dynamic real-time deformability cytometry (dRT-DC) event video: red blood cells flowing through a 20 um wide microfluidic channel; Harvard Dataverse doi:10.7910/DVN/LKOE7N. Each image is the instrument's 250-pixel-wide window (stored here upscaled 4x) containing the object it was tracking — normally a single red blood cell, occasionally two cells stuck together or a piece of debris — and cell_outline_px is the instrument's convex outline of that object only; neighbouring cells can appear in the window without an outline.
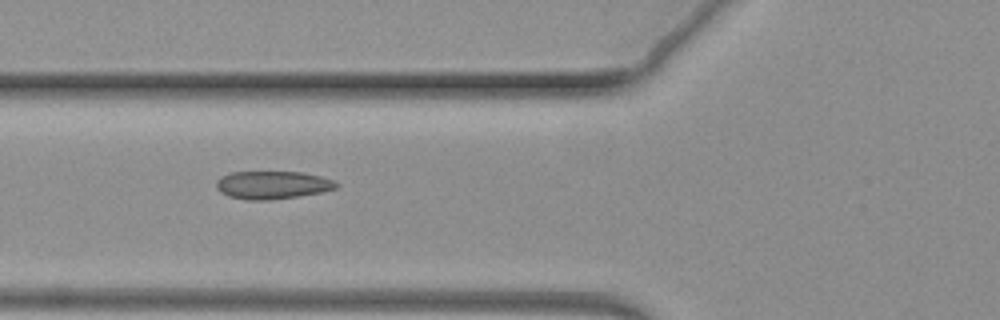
{"species": "common noctule bat (a hibernating species)", "species_latin": "Nyctalus noctula", "temperature_condition": "warm", "stored_images_in_passage": 20, "camera_frame_rate_fps": 3000, "um_per_image_px": 0.085, "animal": {"sex": "female", "body_mass_g": 19.3, "forearm_length_mm": 54.1}, "frame": {"image": 1, "passage_image": 2, "time_ms": 0.333, "image_size_px": [1000, 320], "cell_outline_px": [[340, 184], [336, 188], [320, 192], [296, 196], [268, 200], [244, 200], [228, 196], [220, 192], [216, 188], [216, 180], [220, 176], [232, 172], [300, 172], [320, 176], [336, 180]], "centroid_in_image_um": [23.13, 15.72], "position_along_channel_um": 102.7, "area_um2": 19.59}}
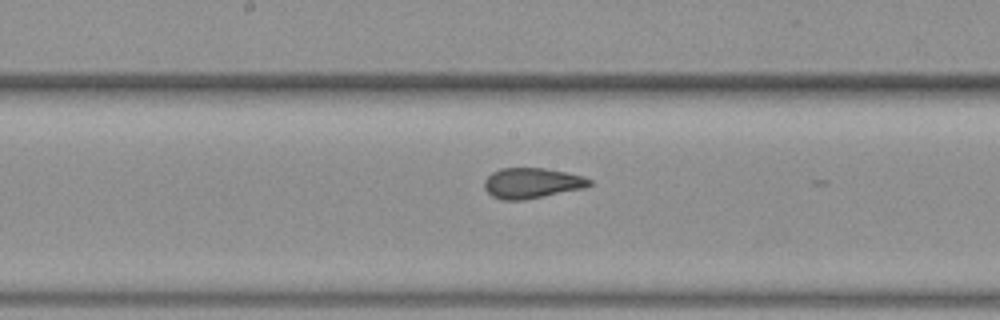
{"frame": {"image": 2, "passage_image": 12, "time_ms": 3.667, "image_size_px": [1000, 320], "cell_outline_px": [[592, 184], [584, 188], [524, 200], [500, 200], [492, 196], [484, 188], [484, 180], [492, 172], [500, 168], [544, 168], [584, 176], [592, 180]], "centroid_in_image_um": [45.19, 15.56], "position_along_channel_um": 203.0, "area_um2": 18.67}}
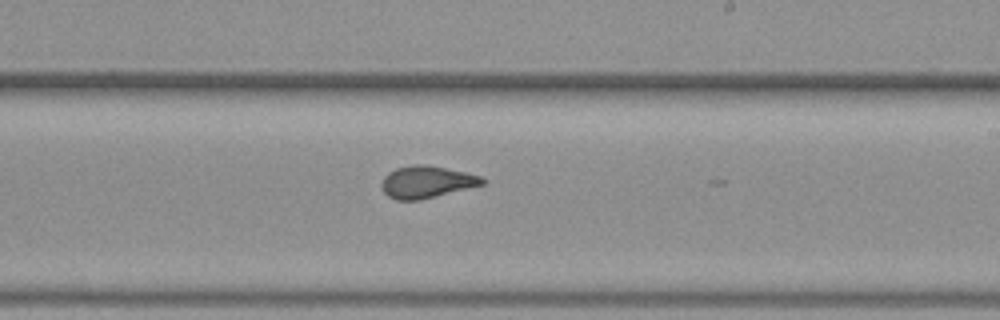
{"frame": {"image": 3, "passage_image": 17, "time_ms": 5.333, "image_size_px": [1000, 320], "cell_outline_px": [[484, 184], [420, 200], [396, 200], [388, 196], [384, 192], [380, 184], [384, 176], [388, 172], [396, 168], [416, 164], [428, 164], [464, 172], [480, 176], [484, 180]], "centroid_in_image_um": [36.21, 15.46], "position_along_channel_um": 252.8, "area_um2": 18.73}}